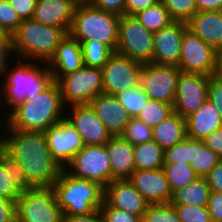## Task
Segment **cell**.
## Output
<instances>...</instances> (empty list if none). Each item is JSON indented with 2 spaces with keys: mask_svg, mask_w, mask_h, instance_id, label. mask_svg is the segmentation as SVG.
I'll return each instance as SVG.
<instances>
[{
  "mask_svg": "<svg viewBox=\"0 0 222 222\" xmlns=\"http://www.w3.org/2000/svg\"><path fill=\"white\" fill-rule=\"evenodd\" d=\"M126 0H92L90 3L104 11L124 15V5Z\"/></svg>",
  "mask_w": 222,
  "mask_h": 222,
  "instance_id": "cell-47",
  "label": "cell"
},
{
  "mask_svg": "<svg viewBox=\"0 0 222 222\" xmlns=\"http://www.w3.org/2000/svg\"><path fill=\"white\" fill-rule=\"evenodd\" d=\"M0 113H1L0 117H3V119L0 118V126H1L0 127V153H1L4 150V133H5L6 125H7V118L4 116V113L1 110H0Z\"/></svg>",
  "mask_w": 222,
  "mask_h": 222,
  "instance_id": "cell-54",
  "label": "cell"
},
{
  "mask_svg": "<svg viewBox=\"0 0 222 222\" xmlns=\"http://www.w3.org/2000/svg\"><path fill=\"white\" fill-rule=\"evenodd\" d=\"M120 136L135 146L152 141L153 128L138 118H131Z\"/></svg>",
  "mask_w": 222,
  "mask_h": 222,
  "instance_id": "cell-36",
  "label": "cell"
},
{
  "mask_svg": "<svg viewBox=\"0 0 222 222\" xmlns=\"http://www.w3.org/2000/svg\"><path fill=\"white\" fill-rule=\"evenodd\" d=\"M67 108L65 118L78 131L84 145H105L113 137L90 104Z\"/></svg>",
  "mask_w": 222,
  "mask_h": 222,
  "instance_id": "cell-16",
  "label": "cell"
},
{
  "mask_svg": "<svg viewBox=\"0 0 222 222\" xmlns=\"http://www.w3.org/2000/svg\"><path fill=\"white\" fill-rule=\"evenodd\" d=\"M149 204L171 203L173 193L163 168L135 170L128 179Z\"/></svg>",
  "mask_w": 222,
  "mask_h": 222,
  "instance_id": "cell-19",
  "label": "cell"
},
{
  "mask_svg": "<svg viewBox=\"0 0 222 222\" xmlns=\"http://www.w3.org/2000/svg\"><path fill=\"white\" fill-rule=\"evenodd\" d=\"M116 97L131 118H137L150 99L139 84L124 90Z\"/></svg>",
  "mask_w": 222,
  "mask_h": 222,
  "instance_id": "cell-34",
  "label": "cell"
},
{
  "mask_svg": "<svg viewBox=\"0 0 222 222\" xmlns=\"http://www.w3.org/2000/svg\"><path fill=\"white\" fill-rule=\"evenodd\" d=\"M47 66L56 82L62 76L81 69L84 64L82 46L79 41L67 34L57 46Z\"/></svg>",
  "mask_w": 222,
  "mask_h": 222,
  "instance_id": "cell-21",
  "label": "cell"
},
{
  "mask_svg": "<svg viewBox=\"0 0 222 222\" xmlns=\"http://www.w3.org/2000/svg\"><path fill=\"white\" fill-rule=\"evenodd\" d=\"M62 222H103L99 210L91 214L76 215V216H63Z\"/></svg>",
  "mask_w": 222,
  "mask_h": 222,
  "instance_id": "cell-52",
  "label": "cell"
},
{
  "mask_svg": "<svg viewBox=\"0 0 222 222\" xmlns=\"http://www.w3.org/2000/svg\"><path fill=\"white\" fill-rule=\"evenodd\" d=\"M203 143L222 158V127L208 135Z\"/></svg>",
  "mask_w": 222,
  "mask_h": 222,
  "instance_id": "cell-51",
  "label": "cell"
},
{
  "mask_svg": "<svg viewBox=\"0 0 222 222\" xmlns=\"http://www.w3.org/2000/svg\"><path fill=\"white\" fill-rule=\"evenodd\" d=\"M112 136H120L131 116L116 96L100 94L89 103Z\"/></svg>",
  "mask_w": 222,
  "mask_h": 222,
  "instance_id": "cell-22",
  "label": "cell"
},
{
  "mask_svg": "<svg viewBox=\"0 0 222 222\" xmlns=\"http://www.w3.org/2000/svg\"><path fill=\"white\" fill-rule=\"evenodd\" d=\"M178 66L146 63L139 73V86L150 99L172 104L175 101Z\"/></svg>",
  "mask_w": 222,
  "mask_h": 222,
  "instance_id": "cell-12",
  "label": "cell"
},
{
  "mask_svg": "<svg viewBox=\"0 0 222 222\" xmlns=\"http://www.w3.org/2000/svg\"><path fill=\"white\" fill-rule=\"evenodd\" d=\"M187 23L174 21L169 26L154 32V51L152 62L156 64L178 66L181 43Z\"/></svg>",
  "mask_w": 222,
  "mask_h": 222,
  "instance_id": "cell-17",
  "label": "cell"
},
{
  "mask_svg": "<svg viewBox=\"0 0 222 222\" xmlns=\"http://www.w3.org/2000/svg\"><path fill=\"white\" fill-rule=\"evenodd\" d=\"M172 113V104L149 99L137 118L144 122L147 126L154 128Z\"/></svg>",
  "mask_w": 222,
  "mask_h": 222,
  "instance_id": "cell-35",
  "label": "cell"
},
{
  "mask_svg": "<svg viewBox=\"0 0 222 222\" xmlns=\"http://www.w3.org/2000/svg\"><path fill=\"white\" fill-rule=\"evenodd\" d=\"M59 85L54 81L49 87L31 99H26L8 117L11 129L44 132L65 118Z\"/></svg>",
  "mask_w": 222,
  "mask_h": 222,
  "instance_id": "cell-3",
  "label": "cell"
},
{
  "mask_svg": "<svg viewBox=\"0 0 222 222\" xmlns=\"http://www.w3.org/2000/svg\"><path fill=\"white\" fill-rule=\"evenodd\" d=\"M211 191L222 192V160L205 177Z\"/></svg>",
  "mask_w": 222,
  "mask_h": 222,
  "instance_id": "cell-50",
  "label": "cell"
},
{
  "mask_svg": "<svg viewBox=\"0 0 222 222\" xmlns=\"http://www.w3.org/2000/svg\"><path fill=\"white\" fill-rule=\"evenodd\" d=\"M103 201L118 210L140 218L147 211L149 203L128 180H113L104 188Z\"/></svg>",
  "mask_w": 222,
  "mask_h": 222,
  "instance_id": "cell-18",
  "label": "cell"
},
{
  "mask_svg": "<svg viewBox=\"0 0 222 222\" xmlns=\"http://www.w3.org/2000/svg\"><path fill=\"white\" fill-rule=\"evenodd\" d=\"M4 150L21 165L34 188L52 187L63 171L53 159L43 132L15 130L6 125Z\"/></svg>",
  "mask_w": 222,
  "mask_h": 222,
  "instance_id": "cell-1",
  "label": "cell"
},
{
  "mask_svg": "<svg viewBox=\"0 0 222 222\" xmlns=\"http://www.w3.org/2000/svg\"><path fill=\"white\" fill-rule=\"evenodd\" d=\"M163 170L172 193L199 178L190 164H164Z\"/></svg>",
  "mask_w": 222,
  "mask_h": 222,
  "instance_id": "cell-33",
  "label": "cell"
},
{
  "mask_svg": "<svg viewBox=\"0 0 222 222\" xmlns=\"http://www.w3.org/2000/svg\"><path fill=\"white\" fill-rule=\"evenodd\" d=\"M158 1L159 0H126L124 5V15L134 16L139 11L145 10Z\"/></svg>",
  "mask_w": 222,
  "mask_h": 222,
  "instance_id": "cell-49",
  "label": "cell"
},
{
  "mask_svg": "<svg viewBox=\"0 0 222 222\" xmlns=\"http://www.w3.org/2000/svg\"><path fill=\"white\" fill-rule=\"evenodd\" d=\"M134 16L147 30L152 32L159 31L174 22L160 1L145 10L139 11Z\"/></svg>",
  "mask_w": 222,
  "mask_h": 222,
  "instance_id": "cell-31",
  "label": "cell"
},
{
  "mask_svg": "<svg viewBox=\"0 0 222 222\" xmlns=\"http://www.w3.org/2000/svg\"><path fill=\"white\" fill-rule=\"evenodd\" d=\"M186 23L193 34L216 51L222 47V10L199 11Z\"/></svg>",
  "mask_w": 222,
  "mask_h": 222,
  "instance_id": "cell-25",
  "label": "cell"
},
{
  "mask_svg": "<svg viewBox=\"0 0 222 222\" xmlns=\"http://www.w3.org/2000/svg\"><path fill=\"white\" fill-rule=\"evenodd\" d=\"M185 119L187 137L201 141L222 127V117L208 98Z\"/></svg>",
  "mask_w": 222,
  "mask_h": 222,
  "instance_id": "cell-26",
  "label": "cell"
},
{
  "mask_svg": "<svg viewBox=\"0 0 222 222\" xmlns=\"http://www.w3.org/2000/svg\"><path fill=\"white\" fill-rule=\"evenodd\" d=\"M207 98L222 117V73H217L209 77Z\"/></svg>",
  "mask_w": 222,
  "mask_h": 222,
  "instance_id": "cell-43",
  "label": "cell"
},
{
  "mask_svg": "<svg viewBox=\"0 0 222 222\" xmlns=\"http://www.w3.org/2000/svg\"><path fill=\"white\" fill-rule=\"evenodd\" d=\"M0 78L4 79L0 86V107H5L2 111L6 110V118L26 99L43 92L54 82L46 62L18 58L1 71Z\"/></svg>",
  "mask_w": 222,
  "mask_h": 222,
  "instance_id": "cell-2",
  "label": "cell"
},
{
  "mask_svg": "<svg viewBox=\"0 0 222 222\" xmlns=\"http://www.w3.org/2000/svg\"><path fill=\"white\" fill-rule=\"evenodd\" d=\"M67 34L65 28L23 20L12 34L15 58L47 63Z\"/></svg>",
  "mask_w": 222,
  "mask_h": 222,
  "instance_id": "cell-4",
  "label": "cell"
},
{
  "mask_svg": "<svg viewBox=\"0 0 222 222\" xmlns=\"http://www.w3.org/2000/svg\"><path fill=\"white\" fill-rule=\"evenodd\" d=\"M9 34H7L3 28L0 26V36H8Z\"/></svg>",
  "mask_w": 222,
  "mask_h": 222,
  "instance_id": "cell-57",
  "label": "cell"
},
{
  "mask_svg": "<svg viewBox=\"0 0 222 222\" xmlns=\"http://www.w3.org/2000/svg\"><path fill=\"white\" fill-rule=\"evenodd\" d=\"M174 21H189L198 11L195 0H159Z\"/></svg>",
  "mask_w": 222,
  "mask_h": 222,
  "instance_id": "cell-38",
  "label": "cell"
},
{
  "mask_svg": "<svg viewBox=\"0 0 222 222\" xmlns=\"http://www.w3.org/2000/svg\"><path fill=\"white\" fill-rule=\"evenodd\" d=\"M219 73H222V47L217 51Z\"/></svg>",
  "mask_w": 222,
  "mask_h": 222,
  "instance_id": "cell-55",
  "label": "cell"
},
{
  "mask_svg": "<svg viewBox=\"0 0 222 222\" xmlns=\"http://www.w3.org/2000/svg\"><path fill=\"white\" fill-rule=\"evenodd\" d=\"M85 67L103 68L113 51L100 41H79Z\"/></svg>",
  "mask_w": 222,
  "mask_h": 222,
  "instance_id": "cell-32",
  "label": "cell"
},
{
  "mask_svg": "<svg viewBox=\"0 0 222 222\" xmlns=\"http://www.w3.org/2000/svg\"><path fill=\"white\" fill-rule=\"evenodd\" d=\"M8 2L21 21L33 19L37 0H8Z\"/></svg>",
  "mask_w": 222,
  "mask_h": 222,
  "instance_id": "cell-44",
  "label": "cell"
},
{
  "mask_svg": "<svg viewBox=\"0 0 222 222\" xmlns=\"http://www.w3.org/2000/svg\"><path fill=\"white\" fill-rule=\"evenodd\" d=\"M65 108L73 105L89 104L103 94V74L101 68L85 67L62 76L57 81Z\"/></svg>",
  "mask_w": 222,
  "mask_h": 222,
  "instance_id": "cell-7",
  "label": "cell"
},
{
  "mask_svg": "<svg viewBox=\"0 0 222 222\" xmlns=\"http://www.w3.org/2000/svg\"><path fill=\"white\" fill-rule=\"evenodd\" d=\"M99 211L103 222H141L139 216L111 207L104 201Z\"/></svg>",
  "mask_w": 222,
  "mask_h": 222,
  "instance_id": "cell-42",
  "label": "cell"
},
{
  "mask_svg": "<svg viewBox=\"0 0 222 222\" xmlns=\"http://www.w3.org/2000/svg\"><path fill=\"white\" fill-rule=\"evenodd\" d=\"M210 193L206 178H197L187 186L174 191L171 204L207 207Z\"/></svg>",
  "mask_w": 222,
  "mask_h": 222,
  "instance_id": "cell-28",
  "label": "cell"
},
{
  "mask_svg": "<svg viewBox=\"0 0 222 222\" xmlns=\"http://www.w3.org/2000/svg\"><path fill=\"white\" fill-rule=\"evenodd\" d=\"M190 164V138L185 137L171 148L164 150V164Z\"/></svg>",
  "mask_w": 222,
  "mask_h": 222,
  "instance_id": "cell-40",
  "label": "cell"
},
{
  "mask_svg": "<svg viewBox=\"0 0 222 222\" xmlns=\"http://www.w3.org/2000/svg\"><path fill=\"white\" fill-rule=\"evenodd\" d=\"M141 62L126 55L113 52L102 68L104 94L116 96L126 89L138 85Z\"/></svg>",
  "mask_w": 222,
  "mask_h": 222,
  "instance_id": "cell-13",
  "label": "cell"
},
{
  "mask_svg": "<svg viewBox=\"0 0 222 222\" xmlns=\"http://www.w3.org/2000/svg\"><path fill=\"white\" fill-rule=\"evenodd\" d=\"M186 136V119L175 112L153 128V140L163 150L173 147Z\"/></svg>",
  "mask_w": 222,
  "mask_h": 222,
  "instance_id": "cell-27",
  "label": "cell"
},
{
  "mask_svg": "<svg viewBox=\"0 0 222 222\" xmlns=\"http://www.w3.org/2000/svg\"><path fill=\"white\" fill-rule=\"evenodd\" d=\"M21 22V19L8 0H0V26L3 30L7 34L12 35L18 29Z\"/></svg>",
  "mask_w": 222,
  "mask_h": 222,
  "instance_id": "cell-41",
  "label": "cell"
},
{
  "mask_svg": "<svg viewBox=\"0 0 222 222\" xmlns=\"http://www.w3.org/2000/svg\"><path fill=\"white\" fill-rule=\"evenodd\" d=\"M13 57L15 58L12 35L0 36V73L9 63H11V60H14Z\"/></svg>",
  "mask_w": 222,
  "mask_h": 222,
  "instance_id": "cell-45",
  "label": "cell"
},
{
  "mask_svg": "<svg viewBox=\"0 0 222 222\" xmlns=\"http://www.w3.org/2000/svg\"><path fill=\"white\" fill-rule=\"evenodd\" d=\"M105 147L110 158L111 182L129 179L135 171L134 146L121 136H113Z\"/></svg>",
  "mask_w": 222,
  "mask_h": 222,
  "instance_id": "cell-24",
  "label": "cell"
},
{
  "mask_svg": "<svg viewBox=\"0 0 222 222\" xmlns=\"http://www.w3.org/2000/svg\"><path fill=\"white\" fill-rule=\"evenodd\" d=\"M209 77L199 73L180 72L173 112L183 118L194 113L207 100Z\"/></svg>",
  "mask_w": 222,
  "mask_h": 222,
  "instance_id": "cell-14",
  "label": "cell"
},
{
  "mask_svg": "<svg viewBox=\"0 0 222 222\" xmlns=\"http://www.w3.org/2000/svg\"><path fill=\"white\" fill-rule=\"evenodd\" d=\"M33 188L21 165L3 150L0 153V196L16 203L22 193Z\"/></svg>",
  "mask_w": 222,
  "mask_h": 222,
  "instance_id": "cell-20",
  "label": "cell"
},
{
  "mask_svg": "<svg viewBox=\"0 0 222 222\" xmlns=\"http://www.w3.org/2000/svg\"><path fill=\"white\" fill-rule=\"evenodd\" d=\"M207 208L212 222H222V192L211 191Z\"/></svg>",
  "mask_w": 222,
  "mask_h": 222,
  "instance_id": "cell-46",
  "label": "cell"
},
{
  "mask_svg": "<svg viewBox=\"0 0 222 222\" xmlns=\"http://www.w3.org/2000/svg\"><path fill=\"white\" fill-rule=\"evenodd\" d=\"M178 67L181 72L199 73L212 76L219 73L217 51L193 34L189 29L184 32Z\"/></svg>",
  "mask_w": 222,
  "mask_h": 222,
  "instance_id": "cell-11",
  "label": "cell"
},
{
  "mask_svg": "<svg viewBox=\"0 0 222 222\" xmlns=\"http://www.w3.org/2000/svg\"><path fill=\"white\" fill-rule=\"evenodd\" d=\"M154 32L147 30L135 16L122 15L116 51L142 64L151 63Z\"/></svg>",
  "mask_w": 222,
  "mask_h": 222,
  "instance_id": "cell-9",
  "label": "cell"
},
{
  "mask_svg": "<svg viewBox=\"0 0 222 222\" xmlns=\"http://www.w3.org/2000/svg\"><path fill=\"white\" fill-rule=\"evenodd\" d=\"M65 169L71 175L96 182L103 188L111 182L110 158L105 145H84Z\"/></svg>",
  "mask_w": 222,
  "mask_h": 222,
  "instance_id": "cell-10",
  "label": "cell"
},
{
  "mask_svg": "<svg viewBox=\"0 0 222 222\" xmlns=\"http://www.w3.org/2000/svg\"><path fill=\"white\" fill-rule=\"evenodd\" d=\"M135 170H158L164 165V150L154 141L134 146Z\"/></svg>",
  "mask_w": 222,
  "mask_h": 222,
  "instance_id": "cell-30",
  "label": "cell"
},
{
  "mask_svg": "<svg viewBox=\"0 0 222 222\" xmlns=\"http://www.w3.org/2000/svg\"><path fill=\"white\" fill-rule=\"evenodd\" d=\"M57 204L63 216L86 215L99 210L104 188L98 183L71 175L66 169L53 184Z\"/></svg>",
  "mask_w": 222,
  "mask_h": 222,
  "instance_id": "cell-5",
  "label": "cell"
},
{
  "mask_svg": "<svg viewBox=\"0 0 222 222\" xmlns=\"http://www.w3.org/2000/svg\"><path fill=\"white\" fill-rule=\"evenodd\" d=\"M76 6L74 0H37L33 19L69 32Z\"/></svg>",
  "mask_w": 222,
  "mask_h": 222,
  "instance_id": "cell-23",
  "label": "cell"
},
{
  "mask_svg": "<svg viewBox=\"0 0 222 222\" xmlns=\"http://www.w3.org/2000/svg\"><path fill=\"white\" fill-rule=\"evenodd\" d=\"M220 160L203 141L190 138V165L199 178H205Z\"/></svg>",
  "mask_w": 222,
  "mask_h": 222,
  "instance_id": "cell-29",
  "label": "cell"
},
{
  "mask_svg": "<svg viewBox=\"0 0 222 222\" xmlns=\"http://www.w3.org/2000/svg\"><path fill=\"white\" fill-rule=\"evenodd\" d=\"M141 222H181L171 203L149 204Z\"/></svg>",
  "mask_w": 222,
  "mask_h": 222,
  "instance_id": "cell-37",
  "label": "cell"
},
{
  "mask_svg": "<svg viewBox=\"0 0 222 222\" xmlns=\"http://www.w3.org/2000/svg\"><path fill=\"white\" fill-rule=\"evenodd\" d=\"M0 222L16 221V203L0 196Z\"/></svg>",
  "mask_w": 222,
  "mask_h": 222,
  "instance_id": "cell-48",
  "label": "cell"
},
{
  "mask_svg": "<svg viewBox=\"0 0 222 222\" xmlns=\"http://www.w3.org/2000/svg\"><path fill=\"white\" fill-rule=\"evenodd\" d=\"M43 133L53 159L62 169H65L84 147L80 134L66 118L52 125Z\"/></svg>",
  "mask_w": 222,
  "mask_h": 222,
  "instance_id": "cell-15",
  "label": "cell"
},
{
  "mask_svg": "<svg viewBox=\"0 0 222 222\" xmlns=\"http://www.w3.org/2000/svg\"><path fill=\"white\" fill-rule=\"evenodd\" d=\"M181 222H212L207 207L194 205H173Z\"/></svg>",
  "mask_w": 222,
  "mask_h": 222,
  "instance_id": "cell-39",
  "label": "cell"
},
{
  "mask_svg": "<svg viewBox=\"0 0 222 222\" xmlns=\"http://www.w3.org/2000/svg\"><path fill=\"white\" fill-rule=\"evenodd\" d=\"M197 11L222 10V0H195Z\"/></svg>",
  "mask_w": 222,
  "mask_h": 222,
  "instance_id": "cell-53",
  "label": "cell"
},
{
  "mask_svg": "<svg viewBox=\"0 0 222 222\" xmlns=\"http://www.w3.org/2000/svg\"><path fill=\"white\" fill-rule=\"evenodd\" d=\"M62 218L52 187L33 188L16 201L17 222H62Z\"/></svg>",
  "mask_w": 222,
  "mask_h": 222,
  "instance_id": "cell-8",
  "label": "cell"
},
{
  "mask_svg": "<svg viewBox=\"0 0 222 222\" xmlns=\"http://www.w3.org/2000/svg\"><path fill=\"white\" fill-rule=\"evenodd\" d=\"M77 4L80 3H90L92 0H74Z\"/></svg>",
  "mask_w": 222,
  "mask_h": 222,
  "instance_id": "cell-56",
  "label": "cell"
},
{
  "mask_svg": "<svg viewBox=\"0 0 222 222\" xmlns=\"http://www.w3.org/2000/svg\"><path fill=\"white\" fill-rule=\"evenodd\" d=\"M120 15L101 10L91 3L77 4L68 34L78 41H100L113 52L117 49Z\"/></svg>",
  "mask_w": 222,
  "mask_h": 222,
  "instance_id": "cell-6",
  "label": "cell"
}]
</instances>
